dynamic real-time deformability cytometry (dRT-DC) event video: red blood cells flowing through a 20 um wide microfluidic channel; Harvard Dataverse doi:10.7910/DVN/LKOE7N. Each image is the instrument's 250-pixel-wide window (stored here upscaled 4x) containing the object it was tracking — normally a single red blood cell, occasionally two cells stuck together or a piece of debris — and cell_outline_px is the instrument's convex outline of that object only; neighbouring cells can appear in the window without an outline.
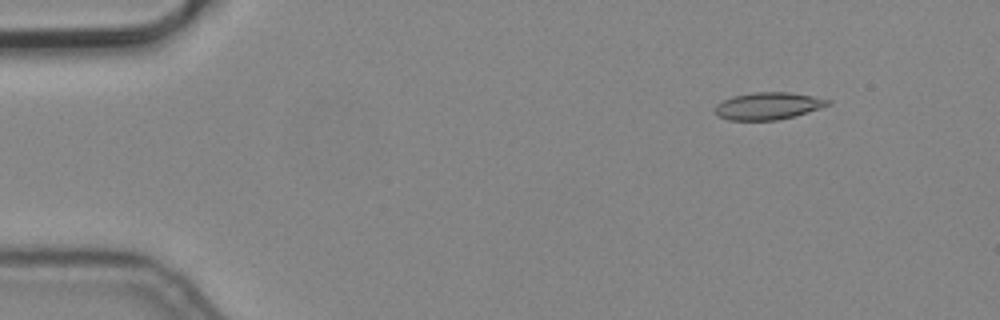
{"species": "common noctule bat (a hibernating species)", "species_latin": "Nyctalus noctula", "temperature_condition": "cold", "stored_images_in_passage": 5, "camera_frame_rate_fps": 3000, "um_per_image_px": 0.085, "animal": {"sex": "male", "body_mass_g": 19.2, "forearm_length_mm": 51.8}, "frame": {"image": 1, "passage_image": 2, "time_ms": 0.333, "image_size_px": [1000, 320], "cell_outline_px": [[832, 104], [792, 116], [776, 120], [728, 120], [720, 116], [716, 112], [716, 104], [732, 96], [752, 92], [792, 92], [832, 100]], "centroid_in_image_um": [65.3, 8.99], "position_along_channel_um": 19.7, "area_um2": 17.69}}
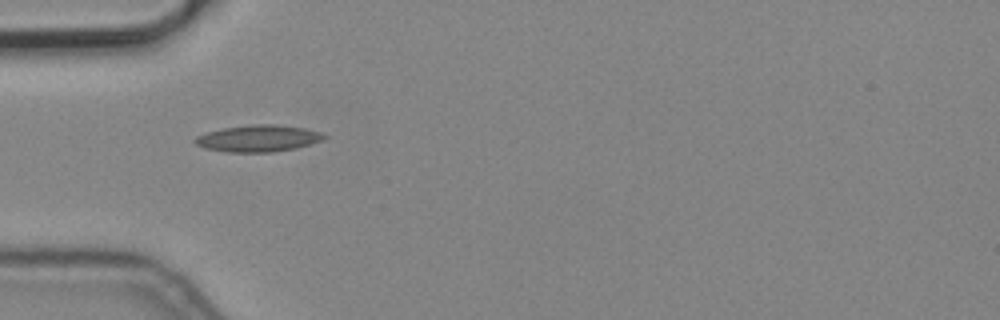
{"frame": {"image": 2, "passage_image": 5, "time_ms": 1.333, "image_size_px": [1000, 320], "cell_outline_px": [[328, 136], [324, 140], [296, 148], [272, 152], [228, 152], [204, 148], [196, 144], [192, 140], [196, 136], [220, 128], [252, 124], [276, 124], [304, 128], [320, 132]], "centroid_in_image_um": [21.94, 11.76], "position_along_channel_um": 63.1, "area_um2": 20.23}}